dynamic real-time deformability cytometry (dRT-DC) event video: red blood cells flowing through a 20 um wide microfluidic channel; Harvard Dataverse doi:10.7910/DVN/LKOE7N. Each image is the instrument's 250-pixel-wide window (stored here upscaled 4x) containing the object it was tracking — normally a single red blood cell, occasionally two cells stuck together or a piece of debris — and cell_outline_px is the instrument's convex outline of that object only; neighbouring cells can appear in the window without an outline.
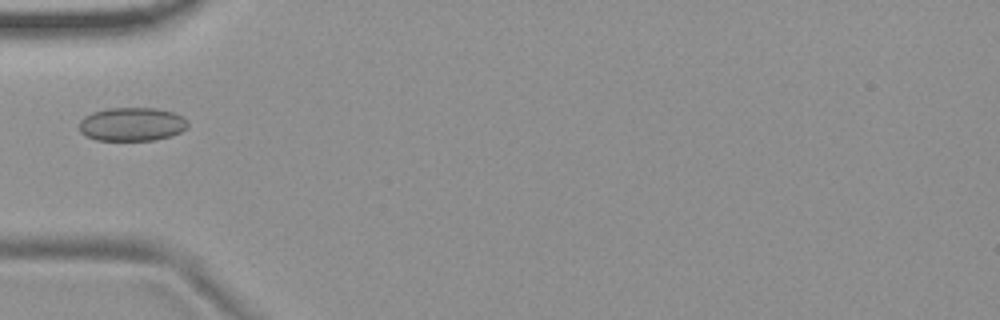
{"species": "common noctule bat (a hibernating species)", "species_latin": "Nyctalus noctula", "temperature_condition": "room temperature", "stored_images_in_passage": 7, "camera_frame_rate_fps": 3000, "um_per_image_px": 0.085, "animal": {"sex": "female", "body_mass_g": 19.9}, "frame": {"image": 1, "passage_image": 4, "time_ms": 1.0, "image_size_px": [1000, 320], "cell_outline_px": [[188, 128], [172, 136], [152, 140], [96, 140], [80, 132], [80, 120], [84, 116], [92, 112], [108, 108], [156, 108], [172, 112], [184, 116], [188, 120]], "centroid_in_image_um": [11.24, 10.55], "position_along_channel_um": 73.8, "area_um2": 21.39}}
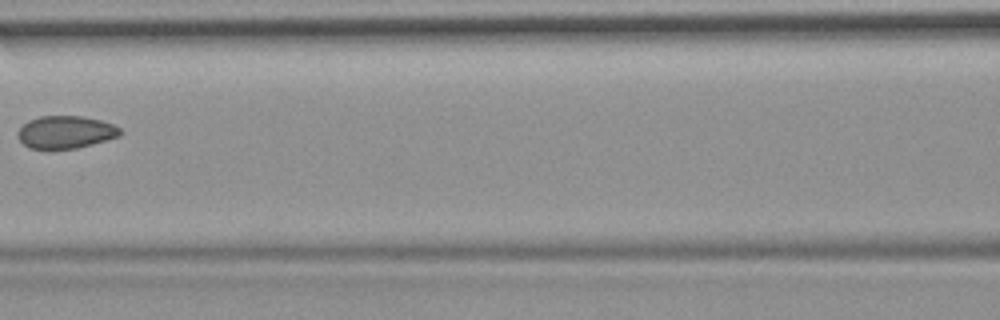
{"frame": {"image": 2, "passage_image": 6, "time_ms": 1.667, "image_size_px": [1000, 320], "cell_outline_px": [[124, 132], [120, 136], [92, 144], [76, 148], [28, 148], [16, 136], [16, 132], [28, 120], [40, 116], [84, 116], [100, 120], [112, 124], [120, 128]], "centroid_in_image_um": [5.58, 11.22], "position_along_channel_um": 161.0, "area_um2": 19.42}}
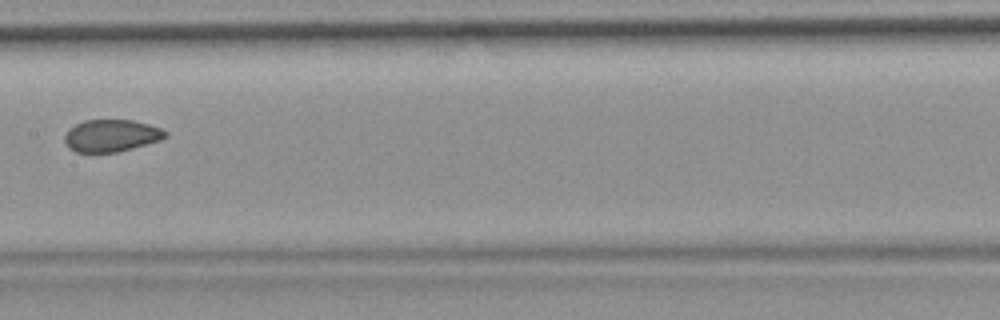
{"frame": {"image": 3, "passage_image": 7, "time_ms": 2.0, "image_size_px": [1000, 320], "cell_outline_px": [[168, 136], [160, 140], [132, 148], [116, 152], [76, 152], [68, 148], [64, 144], [64, 136], [68, 128], [84, 120], [132, 120], [148, 124], [160, 128], [168, 132]], "centroid_in_image_um": [9.43, 11.53], "position_along_channel_um": 198.0, "area_um2": 18.96}}